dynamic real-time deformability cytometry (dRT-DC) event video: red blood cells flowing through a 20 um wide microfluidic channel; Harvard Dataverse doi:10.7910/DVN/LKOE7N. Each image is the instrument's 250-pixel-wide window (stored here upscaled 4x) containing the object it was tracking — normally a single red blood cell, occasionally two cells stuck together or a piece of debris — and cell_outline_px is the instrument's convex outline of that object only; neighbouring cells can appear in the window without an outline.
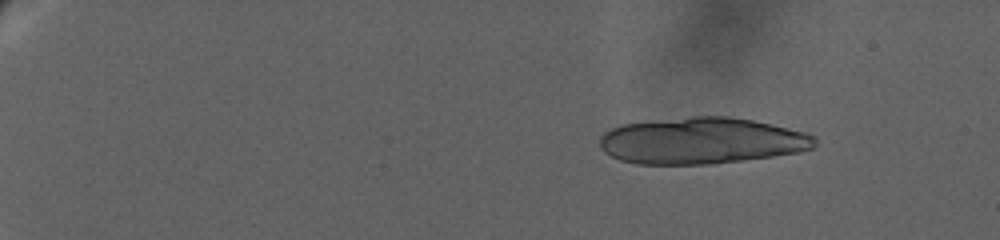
{"species": "human", "species_latin": "Homo sapiens", "temperature_condition": "warm", "stored_images_in_passage": 23, "camera_frame_rate_fps": 3000, "um_per_image_px": 0.085, "donor": {"sex": "female"}, "frame": {"image": 1, "passage_image": 7, "time_ms": 3.0, "image_size_px": [1000, 240], "cell_outline_px": [[816, 144], [812, 148], [800, 152], [716, 164], [636, 164], [620, 160], [604, 152], [600, 148], [600, 136], [604, 132], [612, 128], [624, 124], [692, 116], [728, 116], [752, 120], [772, 124], [808, 132], [816, 136]], "centroid_in_image_um": [59.67, 11.97], "position_along_channel_um": 25.3, "area_um2": 58.44}}